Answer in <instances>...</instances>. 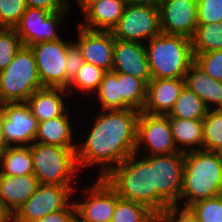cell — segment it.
I'll return each mask as SVG.
<instances>
[{"label":"cell","mask_w":222,"mask_h":222,"mask_svg":"<svg viewBox=\"0 0 222 222\" xmlns=\"http://www.w3.org/2000/svg\"><path fill=\"white\" fill-rule=\"evenodd\" d=\"M138 154L132 153L104 178L120 198L141 203L157 215V188H154L150 155L140 159Z\"/></svg>","instance_id":"3"},{"label":"cell","mask_w":222,"mask_h":222,"mask_svg":"<svg viewBox=\"0 0 222 222\" xmlns=\"http://www.w3.org/2000/svg\"><path fill=\"white\" fill-rule=\"evenodd\" d=\"M63 95L68 91L63 88L43 87L36 90L26 101L33 116L39 122L62 116L66 112Z\"/></svg>","instance_id":"21"},{"label":"cell","mask_w":222,"mask_h":222,"mask_svg":"<svg viewBox=\"0 0 222 222\" xmlns=\"http://www.w3.org/2000/svg\"><path fill=\"white\" fill-rule=\"evenodd\" d=\"M150 165L153 167L154 188H157V215L170 205H179L184 153L177 152L168 155H150Z\"/></svg>","instance_id":"7"},{"label":"cell","mask_w":222,"mask_h":222,"mask_svg":"<svg viewBox=\"0 0 222 222\" xmlns=\"http://www.w3.org/2000/svg\"><path fill=\"white\" fill-rule=\"evenodd\" d=\"M194 62L210 77L222 81V49L193 53Z\"/></svg>","instance_id":"36"},{"label":"cell","mask_w":222,"mask_h":222,"mask_svg":"<svg viewBox=\"0 0 222 222\" xmlns=\"http://www.w3.org/2000/svg\"><path fill=\"white\" fill-rule=\"evenodd\" d=\"M75 218V205L74 201L64 209L55 211L45 215L43 218L34 222H72Z\"/></svg>","instance_id":"41"},{"label":"cell","mask_w":222,"mask_h":222,"mask_svg":"<svg viewBox=\"0 0 222 222\" xmlns=\"http://www.w3.org/2000/svg\"><path fill=\"white\" fill-rule=\"evenodd\" d=\"M85 63L79 46L73 42H68L67 60H66V90L69 83L74 79L78 70Z\"/></svg>","instance_id":"39"},{"label":"cell","mask_w":222,"mask_h":222,"mask_svg":"<svg viewBox=\"0 0 222 222\" xmlns=\"http://www.w3.org/2000/svg\"><path fill=\"white\" fill-rule=\"evenodd\" d=\"M126 2L127 4L148 5V6L158 8L162 0H126Z\"/></svg>","instance_id":"43"},{"label":"cell","mask_w":222,"mask_h":222,"mask_svg":"<svg viewBox=\"0 0 222 222\" xmlns=\"http://www.w3.org/2000/svg\"><path fill=\"white\" fill-rule=\"evenodd\" d=\"M43 87L66 89V60L68 43L62 39L40 42L30 46Z\"/></svg>","instance_id":"10"},{"label":"cell","mask_w":222,"mask_h":222,"mask_svg":"<svg viewBox=\"0 0 222 222\" xmlns=\"http://www.w3.org/2000/svg\"><path fill=\"white\" fill-rule=\"evenodd\" d=\"M0 111L7 145L30 146L37 135L38 121L28 104L26 102L3 103L0 105Z\"/></svg>","instance_id":"13"},{"label":"cell","mask_w":222,"mask_h":222,"mask_svg":"<svg viewBox=\"0 0 222 222\" xmlns=\"http://www.w3.org/2000/svg\"><path fill=\"white\" fill-rule=\"evenodd\" d=\"M193 53H205L222 49V22L198 23L191 38Z\"/></svg>","instance_id":"28"},{"label":"cell","mask_w":222,"mask_h":222,"mask_svg":"<svg viewBox=\"0 0 222 222\" xmlns=\"http://www.w3.org/2000/svg\"><path fill=\"white\" fill-rule=\"evenodd\" d=\"M184 82L188 89L202 99L209 110L212 108L211 104L215 106L212 109H222V81L208 76L195 62L187 70Z\"/></svg>","instance_id":"20"},{"label":"cell","mask_w":222,"mask_h":222,"mask_svg":"<svg viewBox=\"0 0 222 222\" xmlns=\"http://www.w3.org/2000/svg\"><path fill=\"white\" fill-rule=\"evenodd\" d=\"M78 41L75 42L86 63L105 71L113 68L115 38L111 31L89 30L79 26Z\"/></svg>","instance_id":"16"},{"label":"cell","mask_w":222,"mask_h":222,"mask_svg":"<svg viewBox=\"0 0 222 222\" xmlns=\"http://www.w3.org/2000/svg\"><path fill=\"white\" fill-rule=\"evenodd\" d=\"M39 185L40 183L34 174L0 175V202L15 214Z\"/></svg>","instance_id":"19"},{"label":"cell","mask_w":222,"mask_h":222,"mask_svg":"<svg viewBox=\"0 0 222 222\" xmlns=\"http://www.w3.org/2000/svg\"><path fill=\"white\" fill-rule=\"evenodd\" d=\"M145 145L150 149L146 155H168L179 150L173 139L171 125L167 115L139 113L137 123L136 153Z\"/></svg>","instance_id":"12"},{"label":"cell","mask_w":222,"mask_h":222,"mask_svg":"<svg viewBox=\"0 0 222 222\" xmlns=\"http://www.w3.org/2000/svg\"><path fill=\"white\" fill-rule=\"evenodd\" d=\"M126 0H102L91 5L85 12L87 22L80 24L89 30L111 31L121 18Z\"/></svg>","instance_id":"22"},{"label":"cell","mask_w":222,"mask_h":222,"mask_svg":"<svg viewBox=\"0 0 222 222\" xmlns=\"http://www.w3.org/2000/svg\"><path fill=\"white\" fill-rule=\"evenodd\" d=\"M198 0H162L159 4L161 33L192 38L197 25Z\"/></svg>","instance_id":"15"},{"label":"cell","mask_w":222,"mask_h":222,"mask_svg":"<svg viewBox=\"0 0 222 222\" xmlns=\"http://www.w3.org/2000/svg\"><path fill=\"white\" fill-rule=\"evenodd\" d=\"M85 190L86 200L74 202L75 217L81 222H111L119 198L116 190L105 178H98Z\"/></svg>","instance_id":"14"},{"label":"cell","mask_w":222,"mask_h":222,"mask_svg":"<svg viewBox=\"0 0 222 222\" xmlns=\"http://www.w3.org/2000/svg\"><path fill=\"white\" fill-rule=\"evenodd\" d=\"M14 214L0 202V222H13Z\"/></svg>","instance_id":"42"},{"label":"cell","mask_w":222,"mask_h":222,"mask_svg":"<svg viewBox=\"0 0 222 222\" xmlns=\"http://www.w3.org/2000/svg\"><path fill=\"white\" fill-rule=\"evenodd\" d=\"M72 222H81V221L75 217Z\"/></svg>","instance_id":"46"},{"label":"cell","mask_w":222,"mask_h":222,"mask_svg":"<svg viewBox=\"0 0 222 222\" xmlns=\"http://www.w3.org/2000/svg\"><path fill=\"white\" fill-rule=\"evenodd\" d=\"M120 109H135L142 112L147 98V84L137 77L118 73Z\"/></svg>","instance_id":"26"},{"label":"cell","mask_w":222,"mask_h":222,"mask_svg":"<svg viewBox=\"0 0 222 222\" xmlns=\"http://www.w3.org/2000/svg\"><path fill=\"white\" fill-rule=\"evenodd\" d=\"M8 147L5 138H4V132L2 128V113L0 111V155L5 151V149Z\"/></svg>","instance_id":"44"},{"label":"cell","mask_w":222,"mask_h":222,"mask_svg":"<svg viewBox=\"0 0 222 222\" xmlns=\"http://www.w3.org/2000/svg\"><path fill=\"white\" fill-rule=\"evenodd\" d=\"M198 23L222 22V0H198Z\"/></svg>","instance_id":"37"},{"label":"cell","mask_w":222,"mask_h":222,"mask_svg":"<svg viewBox=\"0 0 222 222\" xmlns=\"http://www.w3.org/2000/svg\"><path fill=\"white\" fill-rule=\"evenodd\" d=\"M23 46L14 28H0V71L12 62Z\"/></svg>","instance_id":"33"},{"label":"cell","mask_w":222,"mask_h":222,"mask_svg":"<svg viewBox=\"0 0 222 222\" xmlns=\"http://www.w3.org/2000/svg\"><path fill=\"white\" fill-rule=\"evenodd\" d=\"M220 195H222V153L205 150L184 153L179 203L183 199L184 207H189L197 201Z\"/></svg>","instance_id":"2"},{"label":"cell","mask_w":222,"mask_h":222,"mask_svg":"<svg viewBox=\"0 0 222 222\" xmlns=\"http://www.w3.org/2000/svg\"><path fill=\"white\" fill-rule=\"evenodd\" d=\"M170 205L156 215V222H199L189 207ZM180 209V210H179Z\"/></svg>","instance_id":"38"},{"label":"cell","mask_w":222,"mask_h":222,"mask_svg":"<svg viewBox=\"0 0 222 222\" xmlns=\"http://www.w3.org/2000/svg\"><path fill=\"white\" fill-rule=\"evenodd\" d=\"M65 13L68 12H50L41 8L27 7L14 29L26 47L40 42L56 41L61 37L55 29L63 21Z\"/></svg>","instance_id":"11"},{"label":"cell","mask_w":222,"mask_h":222,"mask_svg":"<svg viewBox=\"0 0 222 222\" xmlns=\"http://www.w3.org/2000/svg\"><path fill=\"white\" fill-rule=\"evenodd\" d=\"M139 113L135 109L102 110L101 115L94 119L84 143L77 145L79 170L99 164L101 169L98 178H104L115 166L136 152Z\"/></svg>","instance_id":"1"},{"label":"cell","mask_w":222,"mask_h":222,"mask_svg":"<svg viewBox=\"0 0 222 222\" xmlns=\"http://www.w3.org/2000/svg\"><path fill=\"white\" fill-rule=\"evenodd\" d=\"M189 208L199 222H222V195L197 201Z\"/></svg>","instance_id":"34"},{"label":"cell","mask_w":222,"mask_h":222,"mask_svg":"<svg viewBox=\"0 0 222 222\" xmlns=\"http://www.w3.org/2000/svg\"><path fill=\"white\" fill-rule=\"evenodd\" d=\"M76 188L40 184L36 191L14 214V222H34L45 215L66 208Z\"/></svg>","instance_id":"9"},{"label":"cell","mask_w":222,"mask_h":222,"mask_svg":"<svg viewBox=\"0 0 222 222\" xmlns=\"http://www.w3.org/2000/svg\"><path fill=\"white\" fill-rule=\"evenodd\" d=\"M111 222H156V214L141 203L119 197Z\"/></svg>","instance_id":"29"},{"label":"cell","mask_w":222,"mask_h":222,"mask_svg":"<svg viewBox=\"0 0 222 222\" xmlns=\"http://www.w3.org/2000/svg\"><path fill=\"white\" fill-rule=\"evenodd\" d=\"M105 72V70L85 62L76 73L74 79L69 83L67 87L68 93H71V88H78L82 92L85 91L86 93L89 91L90 94L95 95Z\"/></svg>","instance_id":"31"},{"label":"cell","mask_w":222,"mask_h":222,"mask_svg":"<svg viewBox=\"0 0 222 222\" xmlns=\"http://www.w3.org/2000/svg\"><path fill=\"white\" fill-rule=\"evenodd\" d=\"M67 112L50 120L39 122L34 142L45 145H57L64 148H77L72 141V128Z\"/></svg>","instance_id":"23"},{"label":"cell","mask_w":222,"mask_h":222,"mask_svg":"<svg viewBox=\"0 0 222 222\" xmlns=\"http://www.w3.org/2000/svg\"><path fill=\"white\" fill-rule=\"evenodd\" d=\"M26 9L25 0H0V27L15 28Z\"/></svg>","instance_id":"35"},{"label":"cell","mask_w":222,"mask_h":222,"mask_svg":"<svg viewBox=\"0 0 222 222\" xmlns=\"http://www.w3.org/2000/svg\"><path fill=\"white\" fill-rule=\"evenodd\" d=\"M34 175L40 184L71 186L72 176L79 171L76 148L33 142L30 146Z\"/></svg>","instance_id":"6"},{"label":"cell","mask_w":222,"mask_h":222,"mask_svg":"<svg viewBox=\"0 0 222 222\" xmlns=\"http://www.w3.org/2000/svg\"><path fill=\"white\" fill-rule=\"evenodd\" d=\"M222 153V109H210L203 119V149Z\"/></svg>","instance_id":"30"},{"label":"cell","mask_w":222,"mask_h":222,"mask_svg":"<svg viewBox=\"0 0 222 222\" xmlns=\"http://www.w3.org/2000/svg\"><path fill=\"white\" fill-rule=\"evenodd\" d=\"M208 110V107L202 99L192 90L184 86L167 116L181 119L203 120Z\"/></svg>","instance_id":"27"},{"label":"cell","mask_w":222,"mask_h":222,"mask_svg":"<svg viewBox=\"0 0 222 222\" xmlns=\"http://www.w3.org/2000/svg\"><path fill=\"white\" fill-rule=\"evenodd\" d=\"M41 88L34 53L30 47L23 46L12 62L0 71V105L26 102Z\"/></svg>","instance_id":"5"},{"label":"cell","mask_w":222,"mask_h":222,"mask_svg":"<svg viewBox=\"0 0 222 222\" xmlns=\"http://www.w3.org/2000/svg\"><path fill=\"white\" fill-rule=\"evenodd\" d=\"M95 94L98 95L102 110L120 109L118 72L106 71Z\"/></svg>","instance_id":"32"},{"label":"cell","mask_w":222,"mask_h":222,"mask_svg":"<svg viewBox=\"0 0 222 222\" xmlns=\"http://www.w3.org/2000/svg\"><path fill=\"white\" fill-rule=\"evenodd\" d=\"M100 1L102 0H78V4L82 7V10L85 12L91 5Z\"/></svg>","instance_id":"45"},{"label":"cell","mask_w":222,"mask_h":222,"mask_svg":"<svg viewBox=\"0 0 222 222\" xmlns=\"http://www.w3.org/2000/svg\"><path fill=\"white\" fill-rule=\"evenodd\" d=\"M184 79H151L147 84V98L143 112L151 115H167L173 108Z\"/></svg>","instance_id":"18"},{"label":"cell","mask_w":222,"mask_h":222,"mask_svg":"<svg viewBox=\"0 0 222 222\" xmlns=\"http://www.w3.org/2000/svg\"><path fill=\"white\" fill-rule=\"evenodd\" d=\"M112 71L137 77L148 84L152 77L145 44L115 38Z\"/></svg>","instance_id":"17"},{"label":"cell","mask_w":222,"mask_h":222,"mask_svg":"<svg viewBox=\"0 0 222 222\" xmlns=\"http://www.w3.org/2000/svg\"><path fill=\"white\" fill-rule=\"evenodd\" d=\"M168 119L173 139L179 152L187 153L203 149V120L173 117H168ZM188 146L189 148H187Z\"/></svg>","instance_id":"24"},{"label":"cell","mask_w":222,"mask_h":222,"mask_svg":"<svg viewBox=\"0 0 222 222\" xmlns=\"http://www.w3.org/2000/svg\"><path fill=\"white\" fill-rule=\"evenodd\" d=\"M27 7L41 8L50 12L68 11L67 0H25Z\"/></svg>","instance_id":"40"},{"label":"cell","mask_w":222,"mask_h":222,"mask_svg":"<svg viewBox=\"0 0 222 222\" xmlns=\"http://www.w3.org/2000/svg\"><path fill=\"white\" fill-rule=\"evenodd\" d=\"M34 174L29 146H8L0 155V175L23 176Z\"/></svg>","instance_id":"25"},{"label":"cell","mask_w":222,"mask_h":222,"mask_svg":"<svg viewBox=\"0 0 222 222\" xmlns=\"http://www.w3.org/2000/svg\"><path fill=\"white\" fill-rule=\"evenodd\" d=\"M145 44L152 79H184L194 62L191 39L160 33Z\"/></svg>","instance_id":"4"},{"label":"cell","mask_w":222,"mask_h":222,"mask_svg":"<svg viewBox=\"0 0 222 222\" xmlns=\"http://www.w3.org/2000/svg\"><path fill=\"white\" fill-rule=\"evenodd\" d=\"M116 39L142 43L161 33L159 9L148 5L127 4L125 10L111 30Z\"/></svg>","instance_id":"8"}]
</instances>
